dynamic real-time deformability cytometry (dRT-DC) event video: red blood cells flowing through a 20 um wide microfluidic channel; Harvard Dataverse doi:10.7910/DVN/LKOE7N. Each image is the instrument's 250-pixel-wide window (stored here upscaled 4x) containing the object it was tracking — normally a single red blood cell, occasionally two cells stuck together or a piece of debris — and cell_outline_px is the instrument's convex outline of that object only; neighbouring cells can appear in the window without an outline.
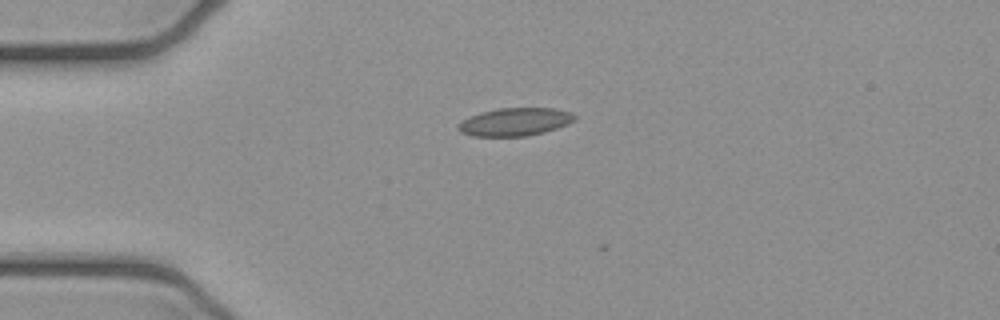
{"species": "common noctule bat (a hibernating species)", "species_latin": "Nyctalus noctula", "temperature_condition": "cold", "stored_images_in_passage": 3, "camera_frame_rate_fps": 3000, "um_per_image_px": 0.085, "animal": {"sex": "female", "body_mass_g": 21.9}, "frame": {"image": 1, "passage_image": 1, "time_ms": 0.0, "image_size_px": [1000, 320], "cell_outline_px": [[576, 120], [568, 124], [544, 132], [528, 136], [472, 136], [460, 132], [456, 128], [468, 116], [480, 112], [496, 108], [552, 108], [572, 112], [576, 116]], "centroid_in_image_um": [43.78, 10.35], "position_along_channel_um": 41.2, "area_um2": 19.07}}